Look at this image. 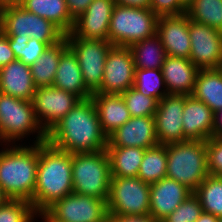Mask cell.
Segmentation results:
<instances>
[{
    "instance_id": "1",
    "label": "cell",
    "mask_w": 222,
    "mask_h": 222,
    "mask_svg": "<svg viewBox=\"0 0 222 222\" xmlns=\"http://www.w3.org/2000/svg\"><path fill=\"white\" fill-rule=\"evenodd\" d=\"M46 141L72 154L106 149L108 137L102 131L92 98L80 100L47 132Z\"/></svg>"
},
{
    "instance_id": "2",
    "label": "cell",
    "mask_w": 222,
    "mask_h": 222,
    "mask_svg": "<svg viewBox=\"0 0 222 222\" xmlns=\"http://www.w3.org/2000/svg\"><path fill=\"white\" fill-rule=\"evenodd\" d=\"M73 193L72 153L47 141L39 143V160L32 204L40 215L56 201Z\"/></svg>"
},
{
    "instance_id": "3",
    "label": "cell",
    "mask_w": 222,
    "mask_h": 222,
    "mask_svg": "<svg viewBox=\"0 0 222 222\" xmlns=\"http://www.w3.org/2000/svg\"><path fill=\"white\" fill-rule=\"evenodd\" d=\"M5 146L8 148L0 150V186L9 199L28 200L32 203L39 160V143L31 146L24 143Z\"/></svg>"
},
{
    "instance_id": "4",
    "label": "cell",
    "mask_w": 222,
    "mask_h": 222,
    "mask_svg": "<svg viewBox=\"0 0 222 222\" xmlns=\"http://www.w3.org/2000/svg\"><path fill=\"white\" fill-rule=\"evenodd\" d=\"M167 178L176 180L194 192L209 175L206 141L186 140L165 144Z\"/></svg>"
},
{
    "instance_id": "5",
    "label": "cell",
    "mask_w": 222,
    "mask_h": 222,
    "mask_svg": "<svg viewBox=\"0 0 222 222\" xmlns=\"http://www.w3.org/2000/svg\"><path fill=\"white\" fill-rule=\"evenodd\" d=\"M35 133L33 144L46 142L47 133L35 116L32 101L0 93V142L18 144L19 140Z\"/></svg>"
},
{
    "instance_id": "6",
    "label": "cell",
    "mask_w": 222,
    "mask_h": 222,
    "mask_svg": "<svg viewBox=\"0 0 222 222\" xmlns=\"http://www.w3.org/2000/svg\"><path fill=\"white\" fill-rule=\"evenodd\" d=\"M73 193L104 199L109 196L111 169L106 149L72 154Z\"/></svg>"
},
{
    "instance_id": "7",
    "label": "cell",
    "mask_w": 222,
    "mask_h": 222,
    "mask_svg": "<svg viewBox=\"0 0 222 222\" xmlns=\"http://www.w3.org/2000/svg\"><path fill=\"white\" fill-rule=\"evenodd\" d=\"M158 16L150 8L115 4L109 22L108 41L129 47L156 34Z\"/></svg>"
},
{
    "instance_id": "8",
    "label": "cell",
    "mask_w": 222,
    "mask_h": 222,
    "mask_svg": "<svg viewBox=\"0 0 222 222\" xmlns=\"http://www.w3.org/2000/svg\"><path fill=\"white\" fill-rule=\"evenodd\" d=\"M0 30L6 36L35 38L48 46L61 41L65 34L51 21L26 11L19 4H9L0 11Z\"/></svg>"
},
{
    "instance_id": "9",
    "label": "cell",
    "mask_w": 222,
    "mask_h": 222,
    "mask_svg": "<svg viewBox=\"0 0 222 222\" xmlns=\"http://www.w3.org/2000/svg\"><path fill=\"white\" fill-rule=\"evenodd\" d=\"M108 214H150V184L136 177H111Z\"/></svg>"
},
{
    "instance_id": "10",
    "label": "cell",
    "mask_w": 222,
    "mask_h": 222,
    "mask_svg": "<svg viewBox=\"0 0 222 222\" xmlns=\"http://www.w3.org/2000/svg\"><path fill=\"white\" fill-rule=\"evenodd\" d=\"M107 202L92 196L71 193L39 215L42 222H107Z\"/></svg>"
},
{
    "instance_id": "11",
    "label": "cell",
    "mask_w": 222,
    "mask_h": 222,
    "mask_svg": "<svg viewBox=\"0 0 222 222\" xmlns=\"http://www.w3.org/2000/svg\"><path fill=\"white\" fill-rule=\"evenodd\" d=\"M65 37L77 56L86 88L95 93L101 87L105 60L112 43L108 40L76 38L71 33Z\"/></svg>"
},
{
    "instance_id": "12",
    "label": "cell",
    "mask_w": 222,
    "mask_h": 222,
    "mask_svg": "<svg viewBox=\"0 0 222 222\" xmlns=\"http://www.w3.org/2000/svg\"><path fill=\"white\" fill-rule=\"evenodd\" d=\"M190 60L199 70L222 68V32L188 17Z\"/></svg>"
},
{
    "instance_id": "13",
    "label": "cell",
    "mask_w": 222,
    "mask_h": 222,
    "mask_svg": "<svg viewBox=\"0 0 222 222\" xmlns=\"http://www.w3.org/2000/svg\"><path fill=\"white\" fill-rule=\"evenodd\" d=\"M135 65L131 50L112 46L107 53L101 87L95 93L122 94L134 85Z\"/></svg>"
},
{
    "instance_id": "14",
    "label": "cell",
    "mask_w": 222,
    "mask_h": 222,
    "mask_svg": "<svg viewBox=\"0 0 222 222\" xmlns=\"http://www.w3.org/2000/svg\"><path fill=\"white\" fill-rule=\"evenodd\" d=\"M80 100L73 93L48 86L36 88L32 104L39 124L47 133Z\"/></svg>"
},
{
    "instance_id": "15",
    "label": "cell",
    "mask_w": 222,
    "mask_h": 222,
    "mask_svg": "<svg viewBox=\"0 0 222 222\" xmlns=\"http://www.w3.org/2000/svg\"><path fill=\"white\" fill-rule=\"evenodd\" d=\"M185 94H168L158 102L154 115L155 133L159 144H171L187 139L183 134Z\"/></svg>"
},
{
    "instance_id": "16",
    "label": "cell",
    "mask_w": 222,
    "mask_h": 222,
    "mask_svg": "<svg viewBox=\"0 0 222 222\" xmlns=\"http://www.w3.org/2000/svg\"><path fill=\"white\" fill-rule=\"evenodd\" d=\"M115 4L114 0H93L75 20L71 34L76 38L108 40L109 22Z\"/></svg>"
},
{
    "instance_id": "17",
    "label": "cell",
    "mask_w": 222,
    "mask_h": 222,
    "mask_svg": "<svg viewBox=\"0 0 222 222\" xmlns=\"http://www.w3.org/2000/svg\"><path fill=\"white\" fill-rule=\"evenodd\" d=\"M154 116L131 117L108 136L106 147L151 148L158 145Z\"/></svg>"
},
{
    "instance_id": "18",
    "label": "cell",
    "mask_w": 222,
    "mask_h": 222,
    "mask_svg": "<svg viewBox=\"0 0 222 222\" xmlns=\"http://www.w3.org/2000/svg\"><path fill=\"white\" fill-rule=\"evenodd\" d=\"M156 34L159 36L167 56L190 58L191 43L186 14L159 17Z\"/></svg>"
},
{
    "instance_id": "19",
    "label": "cell",
    "mask_w": 222,
    "mask_h": 222,
    "mask_svg": "<svg viewBox=\"0 0 222 222\" xmlns=\"http://www.w3.org/2000/svg\"><path fill=\"white\" fill-rule=\"evenodd\" d=\"M192 193L183 184L167 177L150 184L149 215L161 222Z\"/></svg>"
},
{
    "instance_id": "20",
    "label": "cell",
    "mask_w": 222,
    "mask_h": 222,
    "mask_svg": "<svg viewBox=\"0 0 222 222\" xmlns=\"http://www.w3.org/2000/svg\"><path fill=\"white\" fill-rule=\"evenodd\" d=\"M215 113L204 102L185 95L183 134L187 140L206 141L213 137Z\"/></svg>"
},
{
    "instance_id": "21",
    "label": "cell",
    "mask_w": 222,
    "mask_h": 222,
    "mask_svg": "<svg viewBox=\"0 0 222 222\" xmlns=\"http://www.w3.org/2000/svg\"><path fill=\"white\" fill-rule=\"evenodd\" d=\"M161 72L168 94H193L199 69L190 59L167 56Z\"/></svg>"
},
{
    "instance_id": "22",
    "label": "cell",
    "mask_w": 222,
    "mask_h": 222,
    "mask_svg": "<svg viewBox=\"0 0 222 222\" xmlns=\"http://www.w3.org/2000/svg\"><path fill=\"white\" fill-rule=\"evenodd\" d=\"M35 91L30 66L16 59L0 68V93L32 101Z\"/></svg>"
},
{
    "instance_id": "23",
    "label": "cell",
    "mask_w": 222,
    "mask_h": 222,
    "mask_svg": "<svg viewBox=\"0 0 222 222\" xmlns=\"http://www.w3.org/2000/svg\"><path fill=\"white\" fill-rule=\"evenodd\" d=\"M52 86L73 93L81 100L92 97V93L84 84L77 56L70 47L62 53L59 59Z\"/></svg>"
},
{
    "instance_id": "24",
    "label": "cell",
    "mask_w": 222,
    "mask_h": 222,
    "mask_svg": "<svg viewBox=\"0 0 222 222\" xmlns=\"http://www.w3.org/2000/svg\"><path fill=\"white\" fill-rule=\"evenodd\" d=\"M91 98L107 137L131 118L121 94L92 93Z\"/></svg>"
},
{
    "instance_id": "25",
    "label": "cell",
    "mask_w": 222,
    "mask_h": 222,
    "mask_svg": "<svg viewBox=\"0 0 222 222\" xmlns=\"http://www.w3.org/2000/svg\"><path fill=\"white\" fill-rule=\"evenodd\" d=\"M19 5L26 11L51 21L65 35L73 30L75 21L69 14L65 0H22Z\"/></svg>"
},
{
    "instance_id": "26",
    "label": "cell",
    "mask_w": 222,
    "mask_h": 222,
    "mask_svg": "<svg viewBox=\"0 0 222 222\" xmlns=\"http://www.w3.org/2000/svg\"><path fill=\"white\" fill-rule=\"evenodd\" d=\"M192 96L216 113L222 109V68L199 70Z\"/></svg>"
},
{
    "instance_id": "27",
    "label": "cell",
    "mask_w": 222,
    "mask_h": 222,
    "mask_svg": "<svg viewBox=\"0 0 222 222\" xmlns=\"http://www.w3.org/2000/svg\"><path fill=\"white\" fill-rule=\"evenodd\" d=\"M68 47V41L64 37L58 43L48 46L37 61L30 66L32 80L36 88L53 85L59 59Z\"/></svg>"
},
{
    "instance_id": "28",
    "label": "cell",
    "mask_w": 222,
    "mask_h": 222,
    "mask_svg": "<svg viewBox=\"0 0 222 222\" xmlns=\"http://www.w3.org/2000/svg\"><path fill=\"white\" fill-rule=\"evenodd\" d=\"M111 177H136L145 150L137 147H106Z\"/></svg>"
},
{
    "instance_id": "29",
    "label": "cell",
    "mask_w": 222,
    "mask_h": 222,
    "mask_svg": "<svg viewBox=\"0 0 222 222\" xmlns=\"http://www.w3.org/2000/svg\"><path fill=\"white\" fill-rule=\"evenodd\" d=\"M135 69H161L167 57L157 34L129 46Z\"/></svg>"
},
{
    "instance_id": "30",
    "label": "cell",
    "mask_w": 222,
    "mask_h": 222,
    "mask_svg": "<svg viewBox=\"0 0 222 222\" xmlns=\"http://www.w3.org/2000/svg\"><path fill=\"white\" fill-rule=\"evenodd\" d=\"M167 176V150L158 144L145 150L138 178L147 184H153Z\"/></svg>"
},
{
    "instance_id": "31",
    "label": "cell",
    "mask_w": 222,
    "mask_h": 222,
    "mask_svg": "<svg viewBox=\"0 0 222 222\" xmlns=\"http://www.w3.org/2000/svg\"><path fill=\"white\" fill-rule=\"evenodd\" d=\"M193 193L199 199L203 212L222 219V176L208 175Z\"/></svg>"
},
{
    "instance_id": "32",
    "label": "cell",
    "mask_w": 222,
    "mask_h": 222,
    "mask_svg": "<svg viewBox=\"0 0 222 222\" xmlns=\"http://www.w3.org/2000/svg\"><path fill=\"white\" fill-rule=\"evenodd\" d=\"M186 15L222 32V0H193L186 8Z\"/></svg>"
},
{
    "instance_id": "33",
    "label": "cell",
    "mask_w": 222,
    "mask_h": 222,
    "mask_svg": "<svg viewBox=\"0 0 222 222\" xmlns=\"http://www.w3.org/2000/svg\"><path fill=\"white\" fill-rule=\"evenodd\" d=\"M133 87L143 95L154 97L158 101L168 95L161 69H135Z\"/></svg>"
},
{
    "instance_id": "34",
    "label": "cell",
    "mask_w": 222,
    "mask_h": 222,
    "mask_svg": "<svg viewBox=\"0 0 222 222\" xmlns=\"http://www.w3.org/2000/svg\"><path fill=\"white\" fill-rule=\"evenodd\" d=\"M7 37L9 39V46L13 50L16 59L28 66L33 65L48 47L46 43L37 41L35 38Z\"/></svg>"
},
{
    "instance_id": "35",
    "label": "cell",
    "mask_w": 222,
    "mask_h": 222,
    "mask_svg": "<svg viewBox=\"0 0 222 222\" xmlns=\"http://www.w3.org/2000/svg\"><path fill=\"white\" fill-rule=\"evenodd\" d=\"M39 214L28 200L9 199L0 206V222H35Z\"/></svg>"
},
{
    "instance_id": "36",
    "label": "cell",
    "mask_w": 222,
    "mask_h": 222,
    "mask_svg": "<svg viewBox=\"0 0 222 222\" xmlns=\"http://www.w3.org/2000/svg\"><path fill=\"white\" fill-rule=\"evenodd\" d=\"M131 117L154 116L158 107V100L147 97L134 87L129 88L121 94Z\"/></svg>"
},
{
    "instance_id": "37",
    "label": "cell",
    "mask_w": 222,
    "mask_h": 222,
    "mask_svg": "<svg viewBox=\"0 0 222 222\" xmlns=\"http://www.w3.org/2000/svg\"><path fill=\"white\" fill-rule=\"evenodd\" d=\"M202 213L203 209L200 201L197 196L192 193L161 222H196Z\"/></svg>"
},
{
    "instance_id": "38",
    "label": "cell",
    "mask_w": 222,
    "mask_h": 222,
    "mask_svg": "<svg viewBox=\"0 0 222 222\" xmlns=\"http://www.w3.org/2000/svg\"><path fill=\"white\" fill-rule=\"evenodd\" d=\"M206 155L209 175L222 176V137L206 140Z\"/></svg>"
},
{
    "instance_id": "39",
    "label": "cell",
    "mask_w": 222,
    "mask_h": 222,
    "mask_svg": "<svg viewBox=\"0 0 222 222\" xmlns=\"http://www.w3.org/2000/svg\"><path fill=\"white\" fill-rule=\"evenodd\" d=\"M150 9L158 17L186 14V7L180 0H151Z\"/></svg>"
},
{
    "instance_id": "40",
    "label": "cell",
    "mask_w": 222,
    "mask_h": 222,
    "mask_svg": "<svg viewBox=\"0 0 222 222\" xmlns=\"http://www.w3.org/2000/svg\"><path fill=\"white\" fill-rule=\"evenodd\" d=\"M15 60L14 52L9 46V39L0 30V68Z\"/></svg>"
},
{
    "instance_id": "41",
    "label": "cell",
    "mask_w": 222,
    "mask_h": 222,
    "mask_svg": "<svg viewBox=\"0 0 222 222\" xmlns=\"http://www.w3.org/2000/svg\"><path fill=\"white\" fill-rule=\"evenodd\" d=\"M107 222H160L149 214L147 215H116L108 214Z\"/></svg>"
},
{
    "instance_id": "42",
    "label": "cell",
    "mask_w": 222,
    "mask_h": 222,
    "mask_svg": "<svg viewBox=\"0 0 222 222\" xmlns=\"http://www.w3.org/2000/svg\"><path fill=\"white\" fill-rule=\"evenodd\" d=\"M71 18L75 21L87 9L93 0H65Z\"/></svg>"
},
{
    "instance_id": "43",
    "label": "cell",
    "mask_w": 222,
    "mask_h": 222,
    "mask_svg": "<svg viewBox=\"0 0 222 222\" xmlns=\"http://www.w3.org/2000/svg\"><path fill=\"white\" fill-rule=\"evenodd\" d=\"M116 4L131 7L150 8L151 0H114Z\"/></svg>"
},
{
    "instance_id": "44",
    "label": "cell",
    "mask_w": 222,
    "mask_h": 222,
    "mask_svg": "<svg viewBox=\"0 0 222 222\" xmlns=\"http://www.w3.org/2000/svg\"><path fill=\"white\" fill-rule=\"evenodd\" d=\"M213 137H222V109L217 111L214 115Z\"/></svg>"
},
{
    "instance_id": "45",
    "label": "cell",
    "mask_w": 222,
    "mask_h": 222,
    "mask_svg": "<svg viewBox=\"0 0 222 222\" xmlns=\"http://www.w3.org/2000/svg\"><path fill=\"white\" fill-rule=\"evenodd\" d=\"M219 219L213 214L203 212L196 222H218Z\"/></svg>"
},
{
    "instance_id": "46",
    "label": "cell",
    "mask_w": 222,
    "mask_h": 222,
    "mask_svg": "<svg viewBox=\"0 0 222 222\" xmlns=\"http://www.w3.org/2000/svg\"><path fill=\"white\" fill-rule=\"evenodd\" d=\"M9 200V197L4 193L3 189L0 186V206L5 204Z\"/></svg>"
},
{
    "instance_id": "47",
    "label": "cell",
    "mask_w": 222,
    "mask_h": 222,
    "mask_svg": "<svg viewBox=\"0 0 222 222\" xmlns=\"http://www.w3.org/2000/svg\"><path fill=\"white\" fill-rule=\"evenodd\" d=\"M3 6L9 4H19L22 0H0Z\"/></svg>"
},
{
    "instance_id": "48",
    "label": "cell",
    "mask_w": 222,
    "mask_h": 222,
    "mask_svg": "<svg viewBox=\"0 0 222 222\" xmlns=\"http://www.w3.org/2000/svg\"><path fill=\"white\" fill-rule=\"evenodd\" d=\"M193 0H180V2L187 8V6L192 2Z\"/></svg>"
},
{
    "instance_id": "49",
    "label": "cell",
    "mask_w": 222,
    "mask_h": 222,
    "mask_svg": "<svg viewBox=\"0 0 222 222\" xmlns=\"http://www.w3.org/2000/svg\"><path fill=\"white\" fill-rule=\"evenodd\" d=\"M2 7H3V5L1 4V1H0V11L2 10Z\"/></svg>"
}]
</instances>
